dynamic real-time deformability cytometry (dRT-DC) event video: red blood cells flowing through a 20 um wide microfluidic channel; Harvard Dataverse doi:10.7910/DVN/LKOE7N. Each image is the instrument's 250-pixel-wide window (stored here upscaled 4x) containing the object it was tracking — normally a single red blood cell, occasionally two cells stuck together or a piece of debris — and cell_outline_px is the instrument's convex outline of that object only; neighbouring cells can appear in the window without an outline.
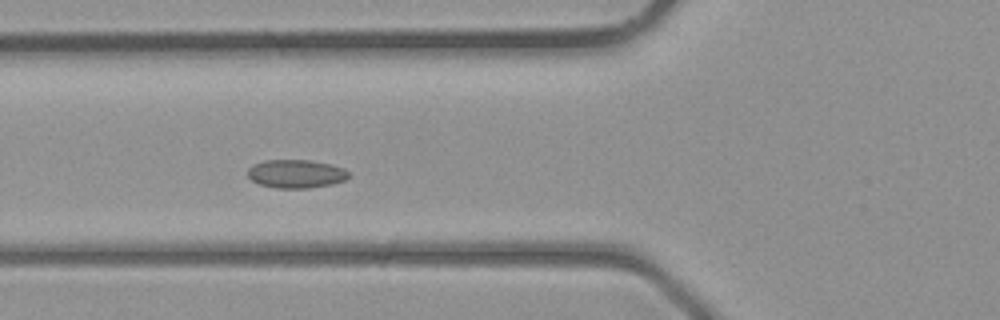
{"species": "common noctule bat (a hibernating species)", "species_latin": "Nyctalus noctula", "temperature_condition": "room temperature", "stored_images_in_passage": 11, "camera_frame_rate_fps": 3000, "um_per_image_px": 0.085, "animal": {"sex": "male", "body_mass_g": 23.1, "forearm_length_mm": 52.7}, "frame": {"image": 1, "passage_image": 7, "time_ms": 2.0, "image_size_px": [1000, 320], "cell_outline_px": [[348, 176], [344, 180], [332, 184], [308, 188], [276, 188], [260, 184], [252, 180], [248, 176], [248, 168], [252, 164], [264, 160], [312, 160], [332, 164], [344, 168], [348, 172]], "centroid_in_image_um": [25.15, 14.76], "position_along_channel_um": 100.6, "area_um2": 16.76}}